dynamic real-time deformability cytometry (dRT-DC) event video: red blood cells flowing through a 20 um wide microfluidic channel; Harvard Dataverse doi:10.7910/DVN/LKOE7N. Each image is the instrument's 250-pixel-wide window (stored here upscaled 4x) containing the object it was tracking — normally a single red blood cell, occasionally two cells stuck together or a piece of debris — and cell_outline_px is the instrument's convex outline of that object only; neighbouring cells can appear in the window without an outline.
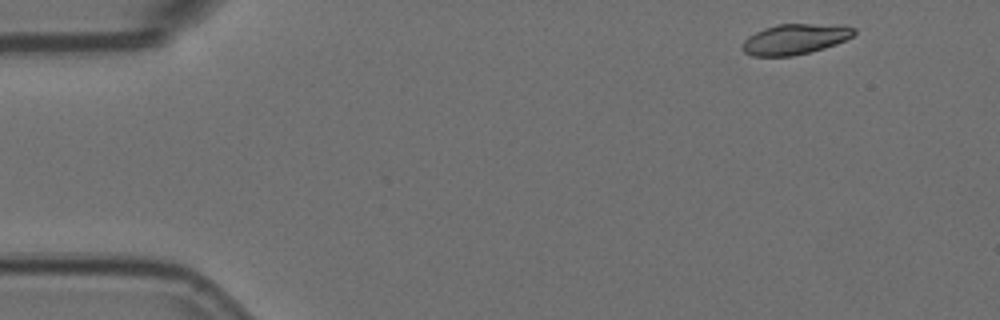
{"species": "Egyptian fruit bat (a non-hibernating species)", "species_latin": "Rousettus aegyptiacus", "temperature_condition": "room temperature", "stored_images_in_passage": 3, "camera_frame_rate_fps": 3000, "um_per_image_px": 0.085, "animal": {"sex": "female"}, "frame": {"image": 1, "passage_image": 1, "time_ms": 0.0, "image_size_px": [1000, 320], "cell_outline_px": [[856, 32], [852, 36], [836, 44], [824, 48], [792, 56], [752, 56], [744, 52], [740, 48], [744, 40], [748, 36], [764, 28], [776, 24], [844, 24], [856, 28]], "centroid_in_image_um": [67.58, 3.31], "position_along_channel_um": 17.4, "area_um2": 20.0}}